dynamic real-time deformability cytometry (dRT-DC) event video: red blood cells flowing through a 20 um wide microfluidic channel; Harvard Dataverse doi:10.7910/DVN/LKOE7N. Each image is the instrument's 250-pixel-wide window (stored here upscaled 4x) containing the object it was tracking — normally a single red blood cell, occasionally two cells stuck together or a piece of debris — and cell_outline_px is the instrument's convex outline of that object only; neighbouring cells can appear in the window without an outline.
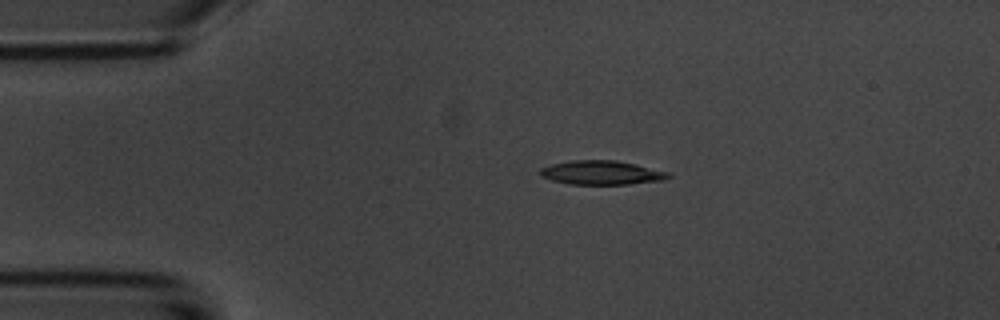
{"species": "common noctule bat (a hibernating species)", "species_latin": "Nyctalus noctula", "temperature_condition": "room temperature", "stored_images_in_passage": 4, "camera_frame_rate_fps": 3000, "um_per_image_px": 0.085, "animal": {"sex": "male", "body_mass_g": 20.1, "forearm_length_mm": 53.5}, "frame": {"image": 1, "passage_image": 3, "time_ms": 3.0, "image_size_px": [1000, 320], "cell_outline_px": [[672, 176], [664, 180], [628, 184], [568, 184], [552, 180], [540, 176], [540, 168], [552, 164], [572, 160], [616, 160], [636, 164], [672, 172]], "centroid_in_image_um": [51.18, 14.67], "position_along_channel_um": 33.8, "area_um2": 18.09}}